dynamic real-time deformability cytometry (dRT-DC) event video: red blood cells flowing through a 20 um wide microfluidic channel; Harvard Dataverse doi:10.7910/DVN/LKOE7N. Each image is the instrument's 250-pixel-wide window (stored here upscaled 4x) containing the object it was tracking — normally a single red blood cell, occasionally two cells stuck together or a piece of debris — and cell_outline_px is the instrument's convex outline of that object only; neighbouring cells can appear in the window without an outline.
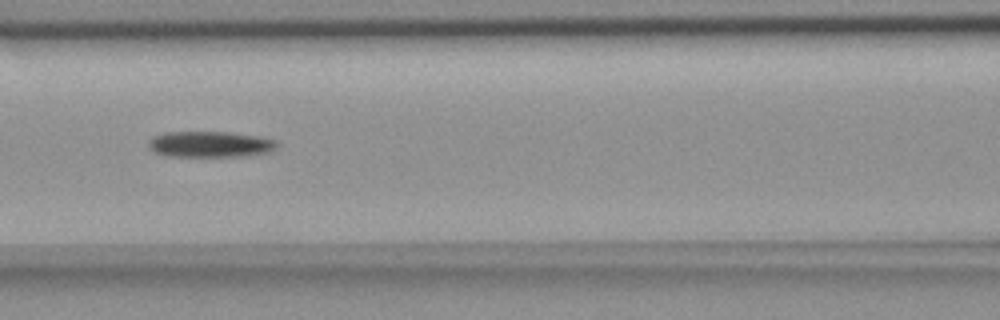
{"species": "common noctule bat (a hibernating species)", "species_latin": "Nyctalus noctula", "temperature_condition": "room temperature", "stored_images_in_passage": 8, "camera_frame_rate_fps": 3000, "um_per_image_px": 0.085, "animal": {"sex": "female", "body_mass_g": 18.4}, "frame": {"image": 1, "passage_image": 4, "time_ms": 4.333, "image_size_px": [1000, 320], "cell_outline_px": [[276, 148], [268, 152], [244, 156], [168, 156], [156, 152], [148, 148], [148, 140], [152, 136], [164, 132], [224, 132], [256, 136], [276, 140]], "centroid_in_image_um": [17.8, 12.26], "position_along_channel_um": 148.8, "area_um2": 19.31}}
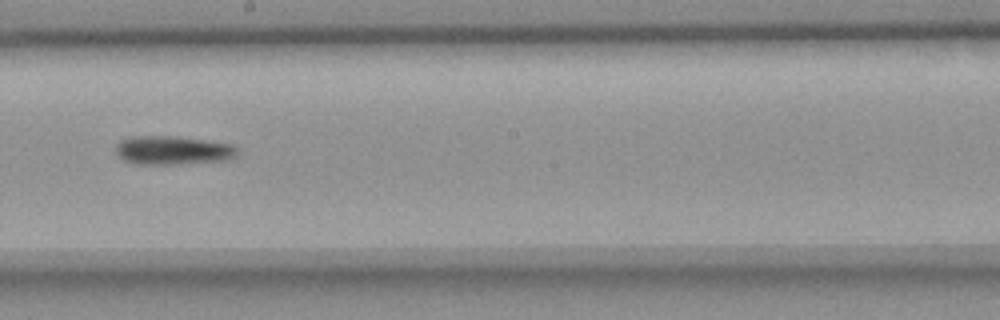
{"frame": {"image": 2, "passage_image": 6, "time_ms": 6.667, "image_size_px": [1000, 320], "cell_outline_px": [[236, 156], [228, 160], [180, 164], [132, 164], [124, 160], [116, 152], [116, 144], [120, 140], [128, 136], [172, 136], [204, 140], [232, 144], [236, 148]], "centroid_in_image_um": [14.65, 12.78], "position_along_channel_um": 233.5, "area_um2": 20.4}}
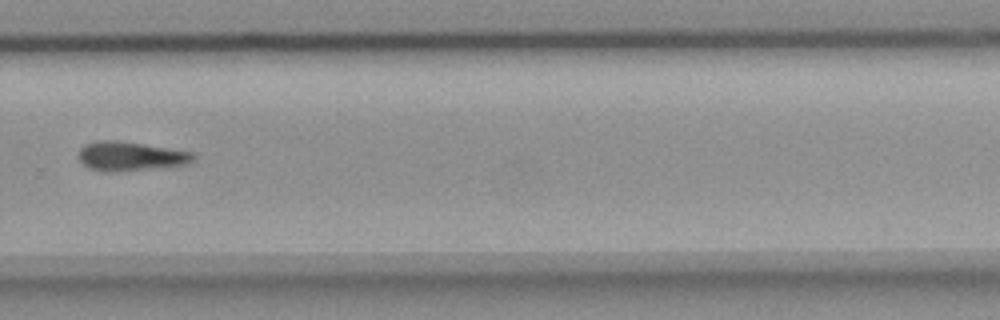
{"frame": {"image": 3, "passage_image": 8, "time_ms": 9.0, "image_size_px": [1000, 320], "cell_outline_px": [[196, 156], [188, 164], [116, 172], [108, 172], [88, 168], [76, 156], [80, 148], [84, 144], [96, 140], [116, 140], [144, 144], [192, 152]], "centroid_in_image_um": [11.03, 13.27], "position_along_channel_um": 318.8, "area_um2": 19.54}}